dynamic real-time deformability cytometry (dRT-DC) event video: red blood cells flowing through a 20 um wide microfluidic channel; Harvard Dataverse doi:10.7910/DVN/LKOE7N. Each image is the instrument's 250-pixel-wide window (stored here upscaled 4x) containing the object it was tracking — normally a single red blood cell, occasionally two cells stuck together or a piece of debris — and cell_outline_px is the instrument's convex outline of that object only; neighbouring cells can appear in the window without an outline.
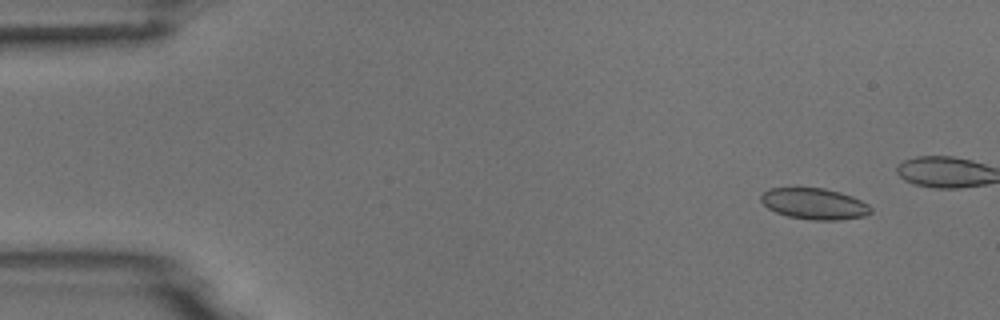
{"species": "common noctule bat (a hibernating species)", "species_latin": "Nyctalus noctula", "temperature_condition": "room temperature", "stored_images_in_passage": 6, "camera_frame_rate_fps": 3000, "um_per_image_px": 0.085, "animal": {"sex": "male", "body_mass_g": 18.8}, "frame": {"image": 1, "passage_image": 2, "time_ms": 1.333, "image_size_px": [1000, 320], "cell_outline_px": [[872, 212], [864, 216], [840, 220], [812, 220], [788, 216], [776, 212], [768, 208], [760, 200], [760, 196], [768, 188], [824, 188], [840, 192], [852, 196], [868, 204], [872, 208]], "centroid_in_image_um": [69.23, 17.32], "position_along_channel_um": 15.8, "area_um2": 19.94}}